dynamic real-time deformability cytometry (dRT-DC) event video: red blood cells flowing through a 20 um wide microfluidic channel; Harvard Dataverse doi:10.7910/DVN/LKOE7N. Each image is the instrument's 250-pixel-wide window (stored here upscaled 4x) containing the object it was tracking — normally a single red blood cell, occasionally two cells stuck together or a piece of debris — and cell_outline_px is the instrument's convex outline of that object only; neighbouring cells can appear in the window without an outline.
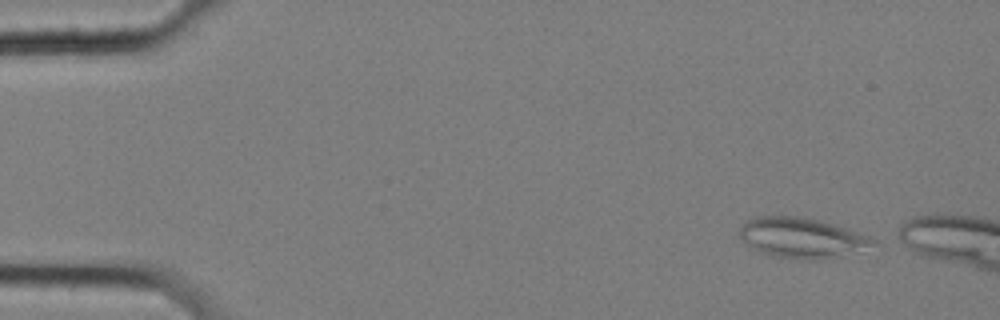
{"species": "common noctule bat (a hibernating species)", "species_latin": "Nyctalus noctula", "temperature_condition": "cold", "stored_images_in_passage": 48, "camera_frame_rate_fps": 3000, "um_per_image_px": 0.085, "animal": {"sex": "female", "body_mass_g": 25.1}, "frame": {"image": 1, "passage_image": 1, "time_ms": 0.0, "image_size_px": [1000, 320], "cell_outline_px": [[880, 244], [816, 260], [808, 260], [776, 256], [760, 252], [752, 248], [736, 232], [752, 216], [796, 216], [820, 220], [868, 236], [876, 240]], "centroid_in_image_um": [68.08, 20.19], "position_along_channel_um": 16.9, "area_um2": 30.58}}
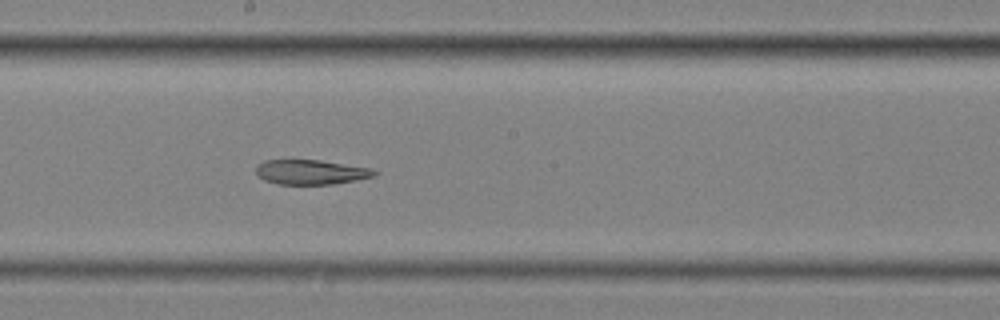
{"frame": {"image": 2, "passage_image": 28, "time_ms": 9.0, "image_size_px": [1000, 320], "cell_outline_px": [[380, 172], [376, 176], [356, 180], [332, 184], [280, 184], [264, 180], [256, 176], [256, 168], [264, 160], [320, 160], [372, 168]], "centroid_in_image_um": [26.46, 14.63], "position_along_channel_um": 221.7, "area_um2": 17.11}}
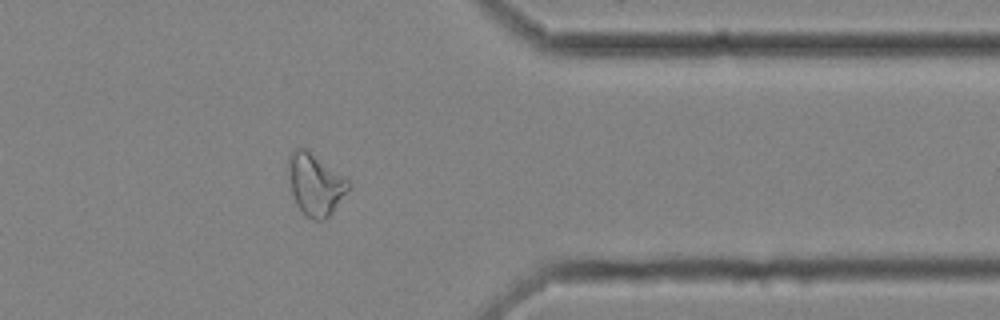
{"frame": {"image": 3, "passage_image": 43, "time_ms": 14.0, "image_size_px": [1000, 320], "cell_outline_px": [[352, 188], [332, 212], [324, 220], [312, 220], [304, 216], [300, 212], [296, 204], [292, 192], [288, 172], [288, 156], [296, 148], [308, 148], [352, 180]], "centroid_in_image_um": [26.86, 15.65], "position_along_channel_um": 384.5, "area_um2": 22.48}}